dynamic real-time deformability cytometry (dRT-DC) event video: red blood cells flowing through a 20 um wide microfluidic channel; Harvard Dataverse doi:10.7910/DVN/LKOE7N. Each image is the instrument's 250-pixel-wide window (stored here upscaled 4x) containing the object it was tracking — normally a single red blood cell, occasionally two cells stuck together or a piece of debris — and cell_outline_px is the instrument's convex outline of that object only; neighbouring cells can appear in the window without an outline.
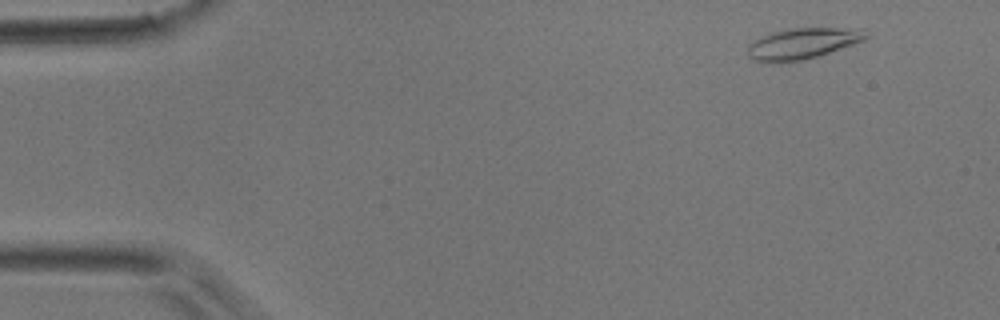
{"species": "common noctule bat (a hibernating species)", "species_latin": "Nyctalus noctula", "temperature_condition": "room temperature", "stored_images_in_passage": 41, "camera_frame_rate_fps": 3000, "um_per_image_px": 0.085, "animal": {"sex": "male", "body_mass_g": 17.9}, "frame": {"image": 1, "passage_image": 3, "time_ms": 0.667, "image_size_px": [1000, 320], "cell_outline_px": [[868, 36], [864, 40], [816, 56], [800, 60], [776, 64], [752, 60], [748, 56], [748, 44], [760, 36], [768, 32], [796, 28], [836, 28]], "centroid_in_image_um": [67.97, 3.74], "position_along_channel_um": 17.0, "area_um2": 20.63}}
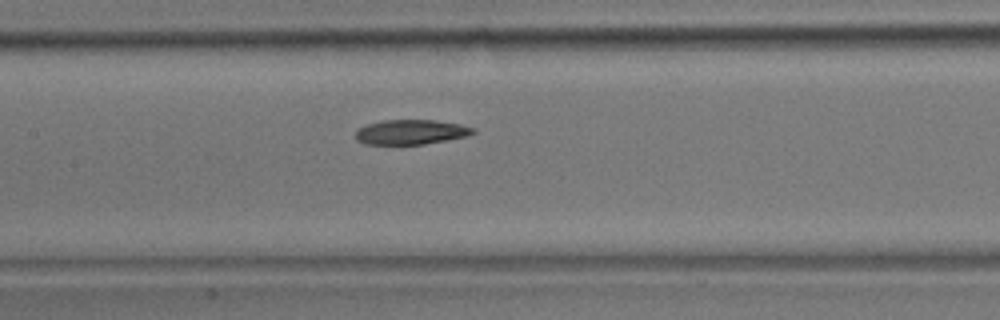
{"frame": {"image": 2, "passage_image": 21, "time_ms": 6.667, "image_size_px": [1000, 320], "cell_outline_px": [[476, 132], [464, 136], [424, 144], [364, 144], [356, 140], [356, 128], [368, 124], [384, 120], [436, 120], [460, 124], [472, 128]], "centroid_in_image_um": [34.86, 11.22], "position_along_channel_um": 172.5, "area_um2": 16.76}}
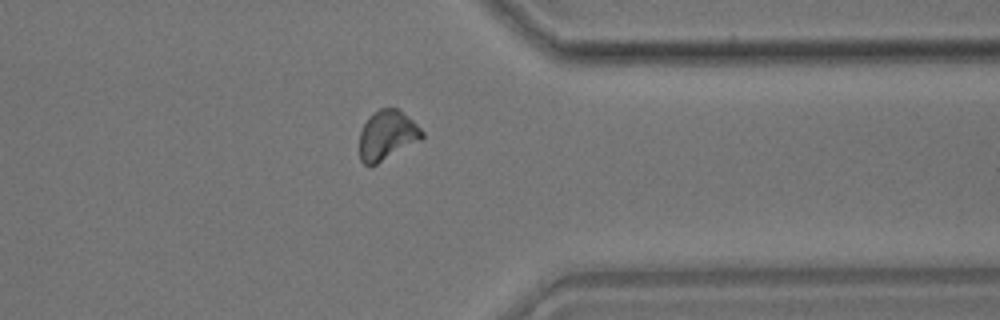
{"frame": {"image": 3, "passage_image": 36, "time_ms": 11.667, "image_size_px": [1000, 320], "cell_outline_px": [[424, 136], [420, 140], [376, 164], [364, 164], [360, 160], [360, 132], [368, 116], [372, 112], [380, 108], [396, 108], [408, 116], [424, 132]], "centroid_in_image_um": [32.89, 11.47], "position_along_channel_um": 378.5, "area_um2": 17.86}}